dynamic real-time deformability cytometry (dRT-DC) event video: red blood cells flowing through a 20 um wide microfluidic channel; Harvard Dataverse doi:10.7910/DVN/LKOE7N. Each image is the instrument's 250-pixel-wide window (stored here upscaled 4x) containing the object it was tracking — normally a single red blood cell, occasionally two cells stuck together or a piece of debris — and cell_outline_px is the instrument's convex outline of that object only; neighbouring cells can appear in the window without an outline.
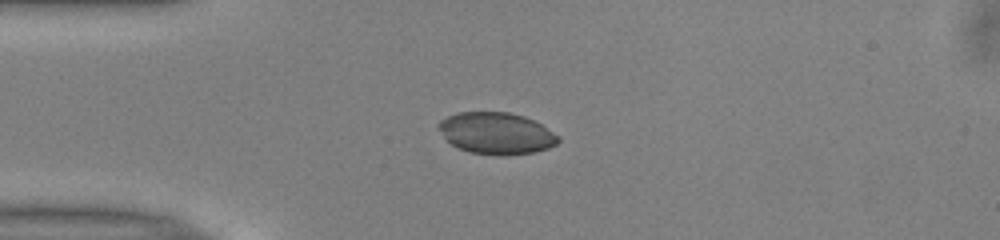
{"species": "common noctule bat (a hibernating species)", "species_latin": "Nyctalus noctula", "temperature_condition": "warm", "stored_images_in_passage": 39, "camera_frame_rate_fps": 3000, "um_per_image_px": 0.085, "animal": {"sex": "male", "body_mass_g": 13.0, "forearm_length_mm": 53.1}, "frame": {"image": 1, "passage_image": 1, "time_ms": 0.0, "image_size_px": [1000, 240], "cell_outline_px": [[560, 140], [556, 144], [548, 148], [536, 152], [504, 156], [472, 152], [460, 148], [452, 144], [444, 136], [436, 124], [440, 120], [456, 112], [508, 112], [524, 116], [540, 124], [560, 136]], "centroid_in_image_um": [42.2, 11.32], "position_along_channel_um": 42.8, "area_um2": 28.96}}
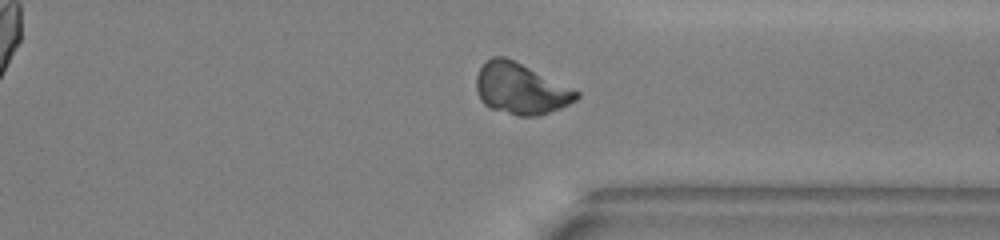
{"frame": {"image": 2, "passage_image": 27, "time_ms": 8.667, "image_size_px": [1000, 240], "cell_outline_px": [[580, 96], [576, 100], [560, 108], [540, 116], [516, 116], [492, 108], [484, 104], [480, 100], [476, 88], [476, 76], [484, 60], [492, 56], [504, 56], [580, 92]], "centroid_in_image_um": [44.22, 7.55], "position_along_channel_um": 367.2, "area_um2": 29.59}}
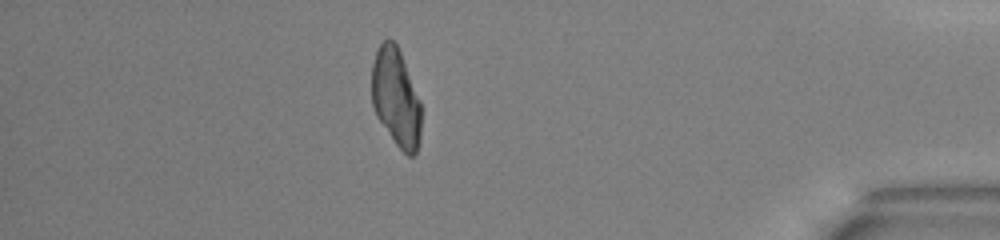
{"frame": {"image": 3, "passage_image": 33, "time_ms": 10.667, "image_size_px": [1000, 240], "cell_outline_px": [[420, 140], [416, 152], [412, 156], [408, 156], [396, 144], [376, 116], [372, 104], [372, 64], [376, 52], [380, 44], [388, 36], [396, 44], [400, 52], [420, 100]], "centroid_in_image_um": [33.64, 8.29], "position_along_channel_um": 401.6, "area_um2": 28.09}, "authors_computed_cell_mechanics": {"area_um2": 29.3624, "velocity_mm_per_s": 3.9953, "shape_relaxation_time_tau1_ms": null, "shape_relaxation_time_tau2_ms": 5.7264, "deformation_change_tau1": null, "deformation_change_tau2": 0.0634}}